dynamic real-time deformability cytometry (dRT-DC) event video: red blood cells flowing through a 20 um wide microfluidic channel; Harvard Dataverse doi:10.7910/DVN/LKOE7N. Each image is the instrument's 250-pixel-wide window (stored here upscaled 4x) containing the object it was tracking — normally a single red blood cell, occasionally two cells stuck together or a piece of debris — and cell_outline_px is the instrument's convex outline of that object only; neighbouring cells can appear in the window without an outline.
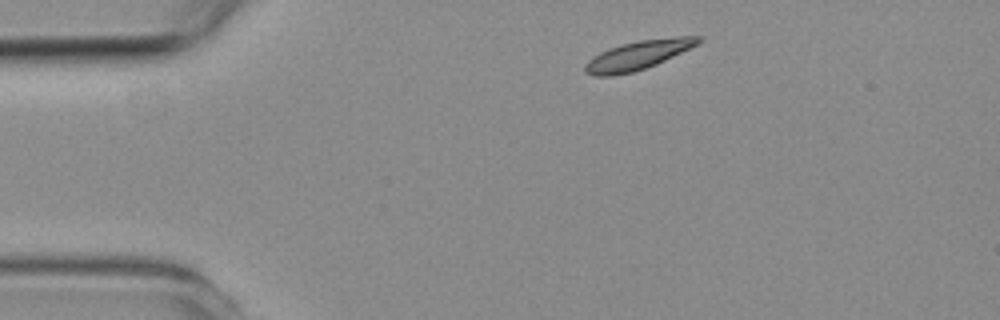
{"species": "common noctule bat (a hibernating species)", "species_latin": "Nyctalus noctula", "temperature_condition": "room temperature", "stored_images_in_passage": 3, "camera_frame_rate_fps": 3000, "um_per_image_px": 0.085, "animal": {"sex": "female", "body_mass_g": 19.3, "forearm_length_mm": 54.1}, "frame": {"image": 1, "passage_image": 1, "time_ms": 0.0, "image_size_px": [1000, 320], "cell_outline_px": [[704, 40], [700, 44], [656, 64], [632, 72], [612, 76], [596, 76], [584, 72], [584, 64], [588, 60], [600, 52], [608, 48], [620, 44], [640, 40], [676, 36], [704, 36]], "centroid_in_image_um": [54.27, 4.67], "position_along_channel_um": 30.7, "area_um2": 19.31}}